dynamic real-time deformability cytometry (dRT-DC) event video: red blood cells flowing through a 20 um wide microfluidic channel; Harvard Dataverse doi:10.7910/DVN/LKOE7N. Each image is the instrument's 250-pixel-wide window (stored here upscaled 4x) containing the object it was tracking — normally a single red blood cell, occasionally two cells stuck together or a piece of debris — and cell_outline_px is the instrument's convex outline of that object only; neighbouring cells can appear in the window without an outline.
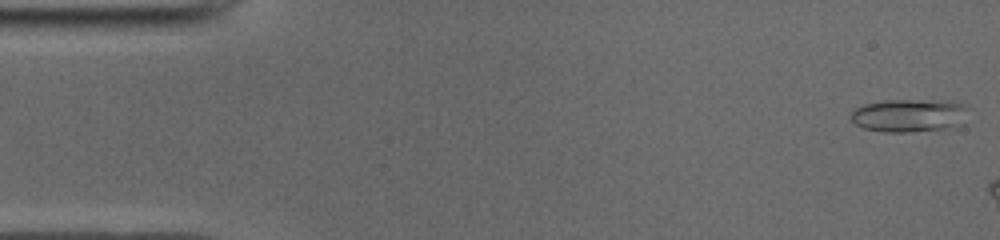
{"species": "common noctule bat (a hibernating species)", "species_latin": "Nyctalus noctula", "temperature_condition": "cold", "stored_images_in_passage": 7, "camera_frame_rate_fps": 3000, "um_per_image_px": 0.085, "animal": {"sex": "male", "body_mass_g": 19.0, "forearm_length_mm": 50.8}, "frame": {"image": 1, "passage_image": 1, "time_ms": 0.0, "image_size_px": [1000, 240], "cell_outline_px": [[964, 108], [948, 124], [940, 128], [904, 132], [884, 132], [864, 128], [856, 124], [852, 120], [852, 112], [856, 108], [864, 104], [888, 100], [948, 100], [964, 104]], "centroid_in_image_um": [77.03, 9.77], "position_along_channel_um": 8.0, "area_um2": 21.04}}